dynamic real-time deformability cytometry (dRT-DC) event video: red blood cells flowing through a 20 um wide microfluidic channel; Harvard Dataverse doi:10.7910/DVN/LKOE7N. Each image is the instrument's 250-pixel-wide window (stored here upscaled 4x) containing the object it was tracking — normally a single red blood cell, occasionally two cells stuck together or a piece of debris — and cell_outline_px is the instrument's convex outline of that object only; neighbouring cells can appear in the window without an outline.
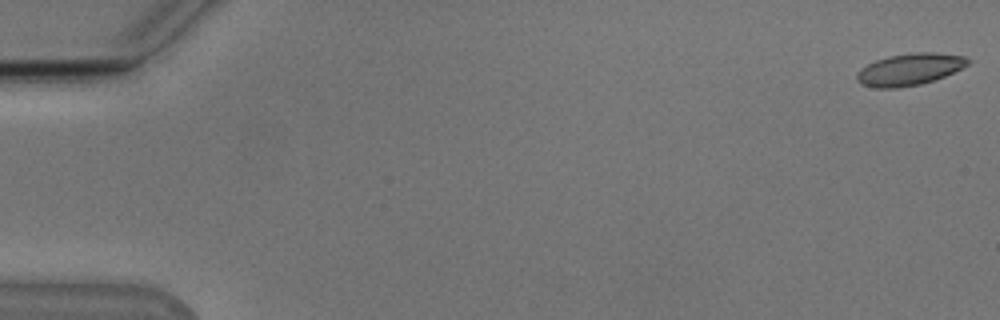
{"species": "Egyptian fruit bat (a non-hibernating species)", "species_latin": "Rousettus aegyptiacus", "temperature_condition": "cold", "stored_images_in_passage": 55, "segment_of_instrument_passage": [1, 2], "camera_frame_rate_fps": 3000, "um_per_image_px": 0.085, "animal": {"sex": "male"}, "frame": {"image": 1, "passage_image": 1, "time_ms": 0.0, "image_size_px": [1000, 320], "cell_outline_px": [[972, 60], [968, 64], [944, 76], [920, 84], [896, 88], [876, 88], [860, 84], [856, 80], [856, 72], [860, 68], [876, 60], [888, 56], [912, 52], [936, 52], [964, 56]], "centroid_in_image_um": [77.27, 5.89], "position_along_channel_um": 7.7, "area_um2": 20.63}}
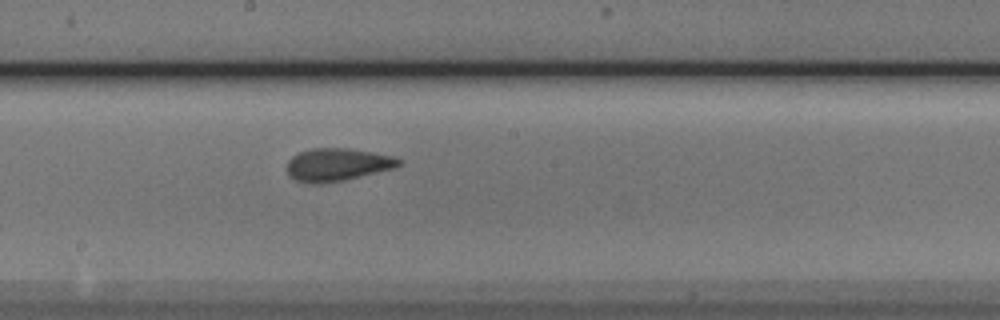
{"frame": {"image": 2, "passage_image": 30, "time_ms": 9.667, "image_size_px": [1000, 320], "cell_outline_px": [[404, 160], [396, 168], [344, 180], [320, 184], [312, 184], [296, 180], [288, 172], [288, 160], [292, 156], [300, 152], [312, 148], [348, 148], [396, 156]], "centroid_in_image_um": [28.73, 13.99], "position_along_channel_um": 219.5, "area_um2": 21.44}}
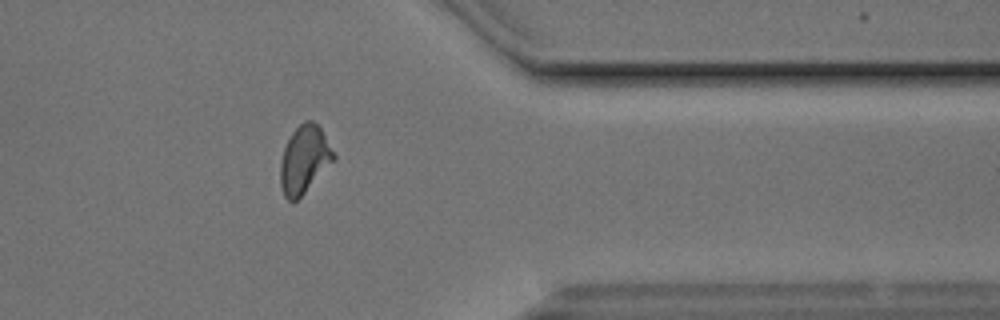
{"frame": {"image": 3, "passage_image": 44, "time_ms": 14.333, "image_size_px": [1000, 320], "cell_outline_px": [[336, 160], [296, 200], [288, 200], [284, 196], [280, 184], [280, 164], [284, 148], [292, 132], [304, 120], [312, 120], [320, 124], [336, 156]], "centroid_in_image_um": [25.89, 13.51], "position_along_channel_um": 385.5, "area_um2": 21.1}}